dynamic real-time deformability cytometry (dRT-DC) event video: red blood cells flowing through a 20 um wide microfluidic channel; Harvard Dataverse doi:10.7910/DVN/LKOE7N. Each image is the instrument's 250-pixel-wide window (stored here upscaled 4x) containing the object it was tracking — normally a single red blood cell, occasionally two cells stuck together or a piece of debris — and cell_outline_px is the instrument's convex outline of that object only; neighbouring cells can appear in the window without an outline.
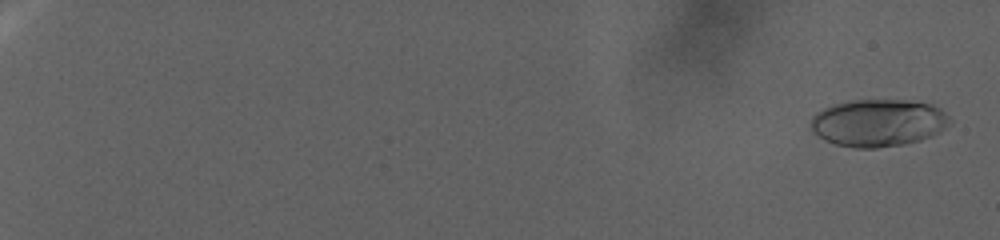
{"species": "human", "species_latin": "Homo sapiens", "temperature_condition": "warm", "stored_images_in_passage": 120, "camera_frame_rate_fps": 3000, "um_per_image_px": 0.085, "donor": {"sex": "female"}, "frame": {"image": 1, "passage_image": 4, "time_ms": 1.0, "image_size_px": [1000, 240], "cell_outline_px": [[952, 124], [940, 132], [932, 136], [920, 140], [904, 144], [876, 148], [856, 148], [836, 144], [824, 140], [812, 132], [812, 116], [816, 112], [832, 104], [852, 100], [904, 100], [932, 104], [940, 108], [952, 120]], "centroid_in_image_um": [74.68, 10.44], "position_along_channel_um": 10.3, "area_um2": 38.61}}
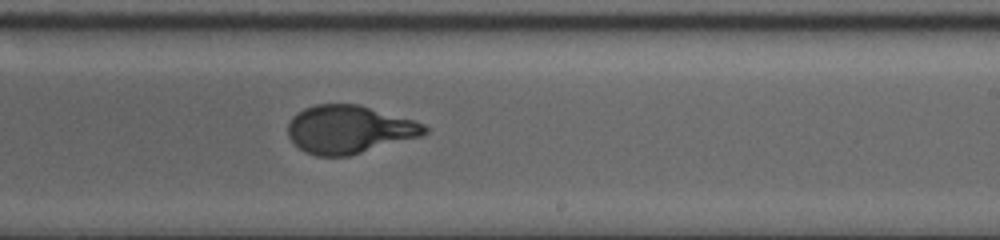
{"frame": {"image": 2, "passage_image": 83, "time_ms": 27.333, "image_size_px": [1000, 240], "cell_outline_px": [[428, 132], [420, 136], [348, 156], [316, 156], [304, 152], [288, 136], [288, 124], [292, 116], [296, 112], [304, 108], [316, 104], [360, 104], [412, 120], [424, 124], [428, 128]], "centroid_in_image_um": [29.64, 10.99], "position_along_channel_um": 259.4, "area_um2": 38.09}}
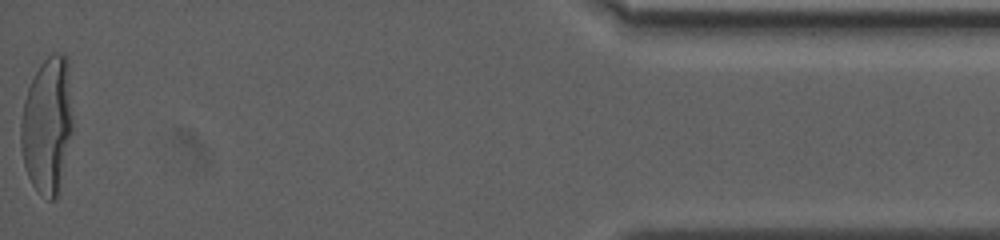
{"frame": {"image": 3, "passage_image": 120, "time_ms": 39.667, "image_size_px": [1000, 240], "cell_outline_px": [[72, 132], [60, 192], [56, 200], [48, 200], [32, 184], [28, 176], [24, 164], [20, 144], [20, 124], [24, 100], [28, 88], [40, 64], [52, 52], [64, 52], [68, 56], [72, 116]], "centroid_in_image_um": [4.04, 10.64], "position_along_channel_um": 431.2, "area_um2": 41.91}}